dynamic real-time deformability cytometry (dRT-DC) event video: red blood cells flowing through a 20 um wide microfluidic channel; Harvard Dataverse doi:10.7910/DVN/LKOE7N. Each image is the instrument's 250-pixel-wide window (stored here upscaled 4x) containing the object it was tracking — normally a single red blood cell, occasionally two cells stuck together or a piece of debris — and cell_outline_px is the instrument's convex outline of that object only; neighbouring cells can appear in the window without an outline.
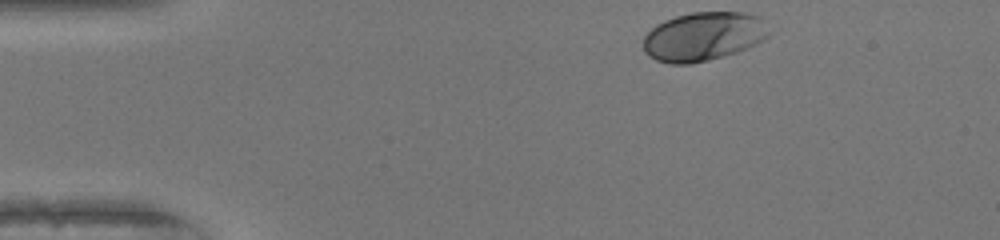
{"species": "human", "species_latin": "Homo sapiens", "temperature_condition": "warm", "stored_images_in_passage": 35, "camera_frame_rate_fps": 3000, "um_per_image_px": 0.085, "donor": {"sex": "female"}, "frame": {"image": 1, "passage_image": 1, "time_ms": 0.0, "image_size_px": [1000, 240], "cell_outline_px": [[768, 36], [764, 40], [748, 48], [724, 56], [692, 64], [672, 64], [656, 60], [648, 56], [644, 52], [644, 36], [656, 24], [664, 20], [676, 16], [692, 12], [744, 12], [756, 16]], "centroid_in_image_um": [59.71, 3.12], "position_along_channel_um": 25.3, "area_um2": 35.37}}
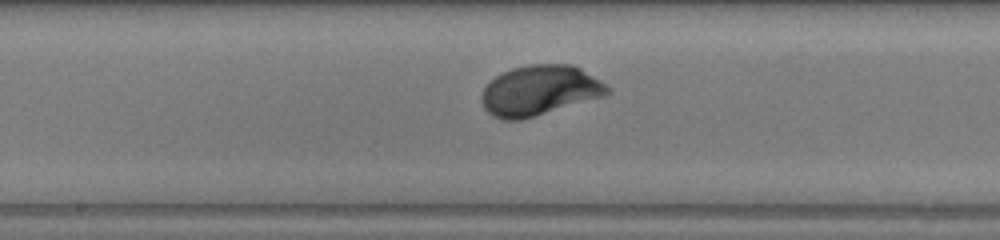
{"frame": {"image": 2, "passage_image": 20, "time_ms": 6.333, "image_size_px": [1000, 240], "cell_outline_px": [[612, 92], [604, 96], [536, 116], [520, 120], [500, 120], [492, 116], [484, 108], [480, 96], [484, 88], [496, 76], [512, 68], [528, 64], [572, 64], [580, 68], [600, 80], [612, 88]], "centroid_in_image_um": [45.88, 7.7], "position_along_channel_um": 202.3, "area_um2": 36.88}}
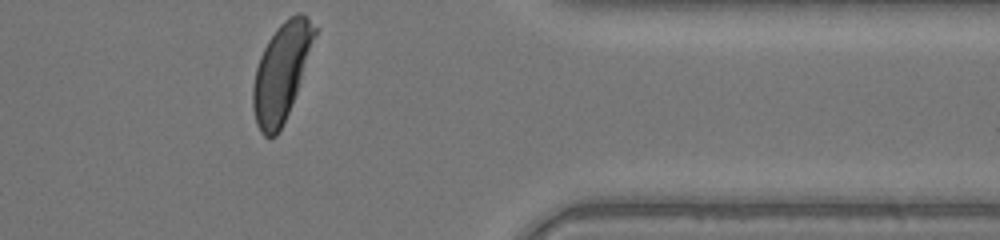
{"frame": {"image": 3, "passage_image": 35, "time_ms": 11.333, "image_size_px": [1000, 240], "cell_outline_px": [[320, 28], [296, 92], [288, 112], [276, 136], [264, 136], [260, 132], [256, 124], [252, 108], [252, 88], [256, 68], [260, 56], [268, 40], [276, 28], [288, 16], [296, 12], [300, 12], [308, 16]], "centroid_in_image_um": [23.94, 6.04], "position_along_channel_um": 387.5, "area_um2": 35.2}, "authors_computed_cell_mechanics": {"area_um2": 35.2002, "velocity_mm_per_s": 4.038, "shape_relaxation_time_tau1_ms": 1.6765, "shape_relaxation_time_tau2_ms": null, "deformation_change_tau1": 0.134, "deformation_change_tau2": null}}